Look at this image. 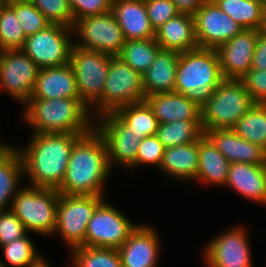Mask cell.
Masks as SVG:
<instances>
[{
    "mask_svg": "<svg viewBox=\"0 0 266 267\" xmlns=\"http://www.w3.org/2000/svg\"><path fill=\"white\" fill-rule=\"evenodd\" d=\"M23 119L33 133L86 134L95 126L90 108L80 98H30Z\"/></svg>",
    "mask_w": 266,
    "mask_h": 267,
    "instance_id": "obj_3",
    "label": "cell"
},
{
    "mask_svg": "<svg viewBox=\"0 0 266 267\" xmlns=\"http://www.w3.org/2000/svg\"><path fill=\"white\" fill-rule=\"evenodd\" d=\"M224 80L216 49L197 48L180 52L174 92L202 107Z\"/></svg>",
    "mask_w": 266,
    "mask_h": 267,
    "instance_id": "obj_4",
    "label": "cell"
},
{
    "mask_svg": "<svg viewBox=\"0 0 266 267\" xmlns=\"http://www.w3.org/2000/svg\"><path fill=\"white\" fill-rule=\"evenodd\" d=\"M243 29H266V2L263 0H212Z\"/></svg>",
    "mask_w": 266,
    "mask_h": 267,
    "instance_id": "obj_29",
    "label": "cell"
},
{
    "mask_svg": "<svg viewBox=\"0 0 266 267\" xmlns=\"http://www.w3.org/2000/svg\"><path fill=\"white\" fill-rule=\"evenodd\" d=\"M240 80L254 103L266 104V70L250 69Z\"/></svg>",
    "mask_w": 266,
    "mask_h": 267,
    "instance_id": "obj_43",
    "label": "cell"
},
{
    "mask_svg": "<svg viewBox=\"0 0 266 267\" xmlns=\"http://www.w3.org/2000/svg\"><path fill=\"white\" fill-rule=\"evenodd\" d=\"M240 196L261 205L266 204V165L231 163L225 186Z\"/></svg>",
    "mask_w": 266,
    "mask_h": 267,
    "instance_id": "obj_21",
    "label": "cell"
},
{
    "mask_svg": "<svg viewBox=\"0 0 266 267\" xmlns=\"http://www.w3.org/2000/svg\"><path fill=\"white\" fill-rule=\"evenodd\" d=\"M251 69L266 70V29L259 30Z\"/></svg>",
    "mask_w": 266,
    "mask_h": 267,
    "instance_id": "obj_44",
    "label": "cell"
},
{
    "mask_svg": "<svg viewBox=\"0 0 266 267\" xmlns=\"http://www.w3.org/2000/svg\"><path fill=\"white\" fill-rule=\"evenodd\" d=\"M5 2L15 11L26 37L51 24L30 0H5Z\"/></svg>",
    "mask_w": 266,
    "mask_h": 267,
    "instance_id": "obj_37",
    "label": "cell"
},
{
    "mask_svg": "<svg viewBox=\"0 0 266 267\" xmlns=\"http://www.w3.org/2000/svg\"><path fill=\"white\" fill-rule=\"evenodd\" d=\"M231 129L266 150V104L255 103Z\"/></svg>",
    "mask_w": 266,
    "mask_h": 267,
    "instance_id": "obj_32",
    "label": "cell"
},
{
    "mask_svg": "<svg viewBox=\"0 0 266 267\" xmlns=\"http://www.w3.org/2000/svg\"><path fill=\"white\" fill-rule=\"evenodd\" d=\"M137 226L104 200L88 222L85 246L118 249Z\"/></svg>",
    "mask_w": 266,
    "mask_h": 267,
    "instance_id": "obj_12",
    "label": "cell"
},
{
    "mask_svg": "<svg viewBox=\"0 0 266 267\" xmlns=\"http://www.w3.org/2000/svg\"><path fill=\"white\" fill-rule=\"evenodd\" d=\"M69 252L72 267H123L115 248L79 246Z\"/></svg>",
    "mask_w": 266,
    "mask_h": 267,
    "instance_id": "obj_34",
    "label": "cell"
},
{
    "mask_svg": "<svg viewBox=\"0 0 266 267\" xmlns=\"http://www.w3.org/2000/svg\"><path fill=\"white\" fill-rule=\"evenodd\" d=\"M180 52L160 50L151 66L143 74V86L146 96L174 92L176 68Z\"/></svg>",
    "mask_w": 266,
    "mask_h": 267,
    "instance_id": "obj_25",
    "label": "cell"
},
{
    "mask_svg": "<svg viewBox=\"0 0 266 267\" xmlns=\"http://www.w3.org/2000/svg\"><path fill=\"white\" fill-rule=\"evenodd\" d=\"M164 151L165 147L156 135L145 137L138 146L135 163L130 168L138 169L143 164L154 165L155 168H159L163 160Z\"/></svg>",
    "mask_w": 266,
    "mask_h": 267,
    "instance_id": "obj_39",
    "label": "cell"
},
{
    "mask_svg": "<svg viewBox=\"0 0 266 267\" xmlns=\"http://www.w3.org/2000/svg\"><path fill=\"white\" fill-rule=\"evenodd\" d=\"M143 75L133 70L118 56L109 62L102 93V115L118 108L145 100Z\"/></svg>",
    "mask_w": 266,
    "mask_h": 267,
    "instance_id": "obj_11",
    "label": "cell"
},
{
    "mask_svg": "<svg viewBox=\"0 0 266 267\" xmlns=\"http://www.w3.org/2000/svg\"><path fill=\"white\" fill-rule=\"evenodd\" d=\"M254 104L240 79H224L200 108L203 132L231 129Z\"/></svg>",
    "mask_w": 266,
    "mask_h": 267,
    "instance_id": "obj_5",
    "label": "cell"
},
{
    "mask_svg": "<svg viewBox=\"0 0 266 267\" xmlns=\"http://www.w3.org/2000/svg\"><path fill=\"white\" fill-rule=\"evenodd\" d=\"M112 57L75 45L71 50L70 64L75 74L79 97L90 108L94 118L102 115V93Z\"/></svg>",
    "mask_w": 266,
    "mask_h": 267,
    "instance_id": "obj_7",
    "label": "cell"
},
{
    "mask_svg": "<svg viewBox=\"0 0 266 267\" xmlns=\"http://www.w3.org/2000/svg\"><path fill=\"white\" fill-rule=\"evenodd\" d=\"M112 12L125 40L155 38L144 0H113Z\"/></svg>",
    "mask_w": 266,
    "mask_h": 267,
    "instance_id": "obj_22",
    "label": "cell"
},
{
    "mask_svg": "<svg viewBox=\"0 0 266 267\" xmlns=\"http://www.w3.org/2000/svg\"><path fill=\"white\" fill-rule=\"evenodd\" d=\"M155 40L162 50L178 52L198 48L195 20L190 14H178L155 31Z\"/></svg>",
    "mask_w": 266,
    "mask_h": 267,
    "instance_id": "obj_24",
    "label": "cell"
},
{
    "mask_svg": "<svg viewBox=\"0 0 266 267\" xmlns=\"http://www.w3.org/2000/svg\"><path fill=\"white\" fill-rule=\"evenodd\" d=\"M240 225L216 235L203 249L205 267H252L251 247Z\"/></svg>",
    "mask_w": 266,
    "mask_h": 267,
    "instance_id": "obj_14",
    "label": "cell"
},
{
    "mask_svg": "<svg viewBox=\"0 0 266 267\" xmlns=\"http://www.w3.org/2000/svg\"><path fill=\"white\" fill-rule=\"evenodd\" d=\"M96 130L102 135L107 147L108 161L130 169L135 163L138 146L141 140L131 132L114 112L105 113L95 118Z\"/></svg>",
    "mask_w": 266,
    "mask_h": 267,
    "instance_id": "obj_15",
    "label": "cell"
},
{
    "mask_svg": "<svg viewBox=\"0 0 266 267\" xmlns=\"http://www.w3.org/2000/svg\"><path fill=\"white\" fill-rule=\"evenodd\" d=\"M28 234L23 223L11 210L0 211V246L11 243Z\"/></svg>",
    "mask_w": 266,
    "mask_h": 267,
    "instance_id": "obj_41",
    "label": "cell"
},
{
    "mask_svg": "<svg viewBox=\"0 0 266 267\" xmlns=\"http://www.w3.org/2000/svg\"><path fill=\"white\" fill-rule=\"evenodd\" d=\"M204 135L230 163L266 165V150L241 138L232 129H214Z\"/></svg>",
    "mask_w": 266,
    "mask_h": 267,
    "instance_id": "obj_19",
    "label": "cell"
},
{
    "mask_svg": "<svg viewBox=\"0 0 266 267\" xmlns=\"http://www.w3.org/2000/svg\"><path fill=\"white\" fill-rule=\"evenodd\" d=\"M259 30L244 29L216 50L224 79H240L252 67Z\"/></svg>",
    "mask_w": 266,
    "mask_h": 267,
    "instance_id": "obj_17",
    "label": "cell"
},
{
    "mask_svg": "<svg viewBox=\"0 0 266 267\" xmlns=\"http://www.w3.org/2000/svg\"><path fill=\"white\" fill-rule=\"evenodd\" d=\"M194 20L199 48L217 49L244 30L212 0L197 11Z\"/></svg>",
    "mask_w": 266,
    "mask_h": 267,
    "instance_id": "obj_16",
    "label": "cell"
},
{
    "mask_svg": "<svg viewBox=\"0 0 266 267\" xmlns=\"http://www.w3.org/2000/svg\"><path fill=\"white\" fill-rule=\"evenodd\" d=\"M5 2V0H0V6Z\"/></svg>",
    "mask_w": 266,
    "mask_h": 267,
    "instance_id": "obj_49",
    "label": "cell"
},
{
    "mask_svg": "<svg viewBox=\"0 0 266 267\" xmlns=\"http://www.w3.org/2000/svg\"><path fill=\"white\" fill-rule=\"evenodd\" d=\"M198 141L165 148L159 167L167 176L177 180H194L198 171Z\"/></svg>",
    "mask_w": 266,
    "mask_h": 267,
    "instance_id": "obj_26",
    "label": "cell"
},
{
    "mask_svg": "<svg viewBox=\"0 0 266 267\" xmlns=\"http://www.w3.org/2000/svg\"><path fill=\"white\" fill-rule=\"evenodd\" d=\"M10 146V144H5L4 143H1V140H0V155Z\"/></svg>",
    "mask_w": 266,
    "mask_h": 267,
    "instance_id": "obj_47",
    "label": "cell"
},
{
    "mask_svg": "<svg viewBox=\"0 0 266 267\" xmlns=\"http://www.w3.org/2000/svg\"><path fill=\"white\" fill-rule=\"evenodd\" d=\"M81 135L32 133L30 143L24 149L17 148L30 186L58 189L64 180L73 145Z\"/></svg>",
    "mask_w": 266,
    "mask_h": 267,
    "instance_id": "obj_2",
    "label": "cell"
},
{
    "mask_svg": "<svg viewBox=\"0 0 266 267\" xmlns=\"http://www.w3.org/2000/svg\"><path fill=\"white\" fill-rule=\"evenodd\" d=\"M59 195L55 188L22 187L9 208L27 232L49 236L55 232Z\"/></svg>",
    "mask_w": 266,
    "mask_h": 267,
    "instance_id": "obj_6",
    "label": "cell"
},
{
    "mask_svg": "<svg viewBox=\"0 0 266 267\" xmlns=\"http://www.w3.org/2000/svg\"><path fill=\"white\" fill-rule=\"evenodd\" d=\"M23 163L17 147L10 145L0 155V211L11 207L23 177Z\"/></svg>",
    "mask_w": 266,
    "mask_h": 267,
    "instance_id": "obj_28",
    "label": "cell"
},
{
    "mask_svg": "<svg viewBox=\"0 0 266 267\" xmlns=\"http://www.w3.org/2000/svg\"><path fill=\"white\" fill-rule=\"evenodd\" d=\"M104 200V196L60 194L54 234L58 233L70 250L85 246L88 222Z\"/></svg>",
    "mask_w": 266,
    "mask_h": 267,
    "instance_id": "obj_8",
    "label": "cell"
},
{
    "mask_svg": "<svg viewBox=\"0 0 266 267\" xmlns=\"http://www.w3.org/2000/svg\"><path fill=\"white\" fill-rule=\"evenodd\" d=\"M73 28L50 24L43 30L26 37L21 50L40 68L58 67L70 63L74 41Z\"/></svg>",
    "mask_w": 266,
    "mask_h": 267,
    "instance_id": "obj_9",
    "label": "cell"
},
{
    "mask_svg": "<svg viewBox=\"0 0 266 267\" xmlns=\"http://www.w3.org/2000/svg\"><path fill=\"white\" fill-rule=\"evenodd\" d=\"M155 230L142 223L131 232L117 249L123 267H157L161 241Z\"/></svg>",
    "mask_w": 266,
    "mask_h": 267,
    "instance_id": "obj_18",
    "label": "cell"
},
{
    "mask_svg": "<svg viewBox=\"0 0 266 267\" xmlns=\"http://www.w3.org/2000/svg\"><path fill=\"white\" fill-rule=\"evenodd\" d=\"M160 50L161 47L157 44L155 38L126 40L118 57L133 70L143 75Z\"/></svg>",
    "mask_w": 266,
    "mask_h": 267,
    "instance_id": "obj_33",
    "label": "cell"
},
{
    "mask_svg": "<svg viewBox=\"0 0 266 267\" xmlns=\"http://www.w3.org/2000/svg\"><path fill=\"white\" fill-rule=\"evenodd\" d=\"M73 33L80 39L75 46L111 56H118L126 41L112 11L77 20Z\"/></svg>",
    "mask_w": 266,
    "mask_h": 267,
    "instance_id": "obj_10",
    "label": "cell"
},
{
    "mask_svg": "<svg viewBox=\"0 0 266 267\" xmlns=\"http://www.w3.org/2000/svg\"><path fill=\"white\" fill-rule=\"evenodd\" d=\"M0 267H6L5 263L0 260Z\"/></svg>",
    "mask_w": 266,
    "mask_h": 267,
    "instance_id": "obj_48",
    "label": "cell"
},
{
    "mask_svg": "<svg viewBox=\"0 0 266 267\" xmlns=\"http://www.w3.org/2000/svg\"><path fill=\"white\" fill-rule=\"evenodd\" d=\"M114 113L130 127L139 140L157 133L158 120L145 100L122 106Z\"/></svg>",
    "mask_w": 266,
    "mask_h": 267,
    "instance_id": "obj_30",
    "label": "cell"
},
{
    "mask_svg": "<svg viewBox=\"0 0 266 267\" xmlns=\"http://www.w3.org/2000/svg\"><path fill=\"white\" fill-rule=\"evenodd\" d=\"M198 151V171L195 180L207 185L212 183L225 186L231 163L205 135L198 140Z\"/></svg>",
    "mask_w": 266,
    "mask_h": 267,
    "instance_id": "obj_27",
    "label": "cell"
},
{
    "mask_svg": "<svg viewBox=\"0 0 266 267\" xmlns=\"http://www.w3.org/2000/svg\"><path fill=\"white\" fill-rule=\"evenodd\" d=\"M25 40L15 11L4 2L0 6V51L21 49Z\"/></svg>",
    "mask_w": 266,
    "mask_h": 267,
    "instance_id": "obj_35",
    "label": "cell"
},
{
    "mask_svg": "<svg viewBox=\"0 0 266 267\" xmlns=\"http://www.w3.org/2000/svg\"><path fill=\"white\" fill-rule=\"evenodd\" d=\"M51 24L74 27V20L68 0H30Z\"/></svg>",
    "mask_w": 266,
    "mask_h": 267,
    "instance_id": "obj_38",
    "label": "cell"
},
{
    "mask_svg": "<svg viewBox=\"0 0 266 267\" xmlns=\"http://www.w3.org/2000/svg\"><path fill=\"white\" fill-rule=\"evenodd\" d=\"M30 98H80L71 64L41 68Z\"/></svg>",
    "mask_w": 266,
    "mask_h": 267,
    "instance_id": "obj_20",
    "label": "cell"
},
{
    "mask_svg": "<svg viewBox=\"0 0 266 267\" xmlns=\"http://www.w3.org/2000/svg\"><path fill=\"white\" fill-rule=\"evenodd\" d=\"M113 0H68L74 23L85 17L112 11Z\"/></svg>",
    "mask_w": 266,
    "mask_h": 267,
    "instance_id": "obj_42",
    "label": "cell"
},
{
    "mask_svg": "<svg viewBox=\"0 0 266 267\" xmlns=\"http://www.w3.org/2000/svg\"><path fill=\"white\" fill-rule=\"evenodd\" d=\"M33 267H50V266H49L48 262L44 258L37 265H35Z\"/></svg>",
    "mask_w": 266,
    "mask_h": 267,
    "instance_id": "obj_46",
    "label": "cell"
},
{
    "mask_svg": "<svg viewBox=\"0 0 266 267\" xmlns=\"http://www.w3.org/2000/svg\"><path fill=\"white\" fill-rule=\"evenodd\" d=\"M150 24L154 31L180 14L172 0H144Z\"/></svg>",
    "mask_w": 266,
    "mask_h": 267,
    "instance_id": "obj_40",
    "label": "cell"
},
{
    "mask_svg": "<svg viewBox=\"0 0 266 267\" xmlns=\"http://www.w3.org/2000/svg\"><path fill=\"white\" fill-rule=\"evenodd\" d=\"M29 235L0 246L4 257L12 267H33L44 259L43 255L37 252L35 244Z\"/></svg>",
    "mask_w": 266,
    "mask_h": 267,
    "instance_id": "obj_36",
    "label": "cell"
},
{
    "mask_svg": "<svg viewBox=\"0 0 266 267\" xmlns=\"http://www.w3.org/2000/svg\"><path fill=\"white\" fill-rule=\"evenodd\" d=\"M203 135L201 120H177L159 124L156 133L165 148L196 142Z\"/></svg>",
    "mask_w": 266,
    "mask_h": 267,
    "instance_id": "obj_31",
    "label": "cell"
},
{
    "mask_svg": "<svg viewBox=\"0 0 266 267\" xmlns=\"http://www.w3.org/2000/svg\"><path fill=\"white\" fill-rule=\"evenodd\" d=\"M159 124L181 120H201V107L177 92L158 93L145 97Z\"/></svg>",
    "mask_w": 266,
    "mask_h": 267,
    "instance_id": "obj_23",
    "label": "cell"
},
{
    "mask_svg": "<svg viewBox=\"0 0 266 267\" xmlns=\"http://www.w3.org/2000/svg\"><path fill=\"white\" fill-rule=\"evenodd\" d=\"M208 1L210 0H172L180 13L193 16Z\"/></svg>",
    "mask_w": 266,
    "mask_h": 267,
    "instance_id": "obj_45",
    "label": "cell"
},
{
    "mask_svg": "<svg viewBox=\"0 0 266 267\" xmlns=\"http://www.w3.org/2000/svg\"><path fill=\"white\" fill-rule=\"evenodd\" d=\"M40 69L21 49L0 51V87L23 106L31 97Z\"/></svg>",
    "mask_w": 266,
    "mask_h": 267,
    "instance_id": "obj_13",
    "label": "cell"
},
{
    "mask_svg": "<svg viewBox=\"0 0 266 267\" xmlns=\"http://www.w3.org/2000/svg\"><path fill=\"white\" fill-rule=\"evenodd\" d=\"M110 173L106 143L94 127L75 141L57 191L67 195L105 196L104 186Z\"/></svg>",
    "mask_w": 266,
    "mask_h": 267,
    "instance_id": "obj_1",
    "label": "cell"
}]
</instances>
